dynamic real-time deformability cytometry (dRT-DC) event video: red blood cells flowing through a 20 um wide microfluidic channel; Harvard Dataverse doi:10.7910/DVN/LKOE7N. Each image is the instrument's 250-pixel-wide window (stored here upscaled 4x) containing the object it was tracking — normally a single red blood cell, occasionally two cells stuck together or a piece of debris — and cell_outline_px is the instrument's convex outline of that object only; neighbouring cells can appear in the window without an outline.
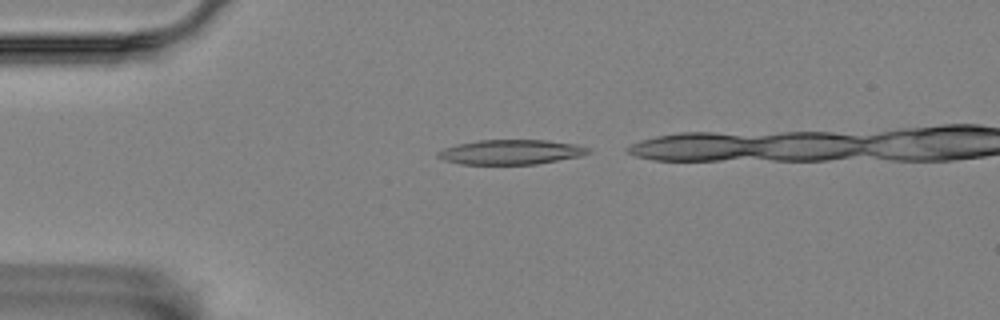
{"species": "Egyptian fruit bat (a non-hibernating species)", "species_latin": "Rousettus aegyptiacus", "temperature_condition": "room temperature", "stored_images_in_passage": 34, "camera_frame_rate_fps": 3000, "um_per_image_px": 0.085, "animal": {"sex": "female"}, "frame": {"image": 1, "passage_image": 2, "time_ms": 0.333, "image_size_px": [1000, 320], "cell_outline_px": [[592, 152], [580, 156], [536, 164], [460, 164], [444, 160], [436, 156], [436, 152], [444, 148], [456, 144], [480, 140], [548, 140], [576, 144], [588, 148]], "centroid_in_image_um": [43.41, 12.92], "position_along_channel_um": 41.6, "area_um2": 21.68}}
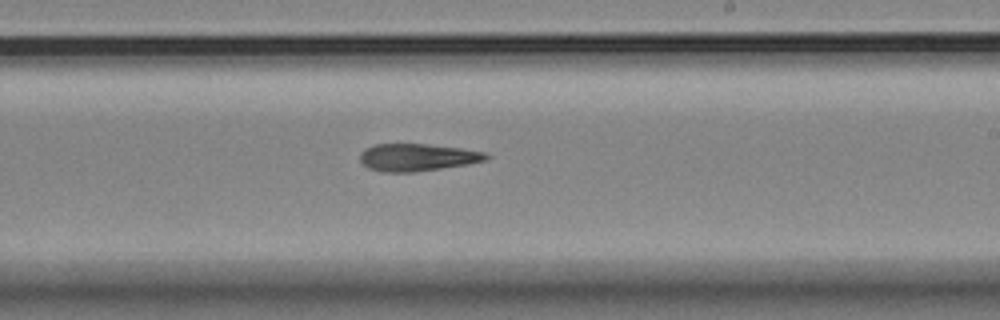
{"frame": {"image": 2, "passage_image": 22, "time_ms": 7.0, "image_size_px": [1000, 320], "cell_outline_px": [[492, 156], [488, 160], [468, 164], [412, 172], [384, 172], [368, 168], [360, 160], [360, 152], [364, 148], [376, 144], [424, 144], [460, 148], [484, 152]], "centroid_in_image_um": [35.47, 13.37], "position_along_channel_um": 253.5, "area_um2": 20.06}}
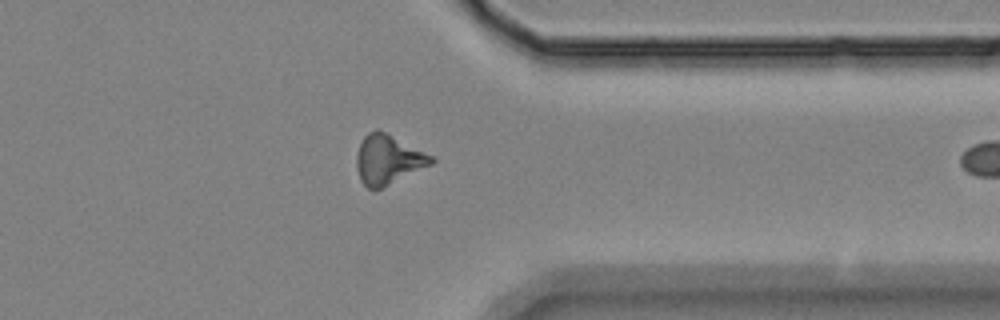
{"frame": {"image": 3, "passage_image": 33, "time_ms": 10.667, "image_size_px": [1000, 320], "cell_outline_px": [[436, 160], [432, 164], [380, 188], [368, 188], [360, 180], [356, 164], [356, 156], [360, 144], [364, 136], [368, 132], [376, 128], [436, 156]], "centroid_in_image_um": [33.01, 13.53], "position_along_channel_um": 378.4, "area_um2": 21.39}}